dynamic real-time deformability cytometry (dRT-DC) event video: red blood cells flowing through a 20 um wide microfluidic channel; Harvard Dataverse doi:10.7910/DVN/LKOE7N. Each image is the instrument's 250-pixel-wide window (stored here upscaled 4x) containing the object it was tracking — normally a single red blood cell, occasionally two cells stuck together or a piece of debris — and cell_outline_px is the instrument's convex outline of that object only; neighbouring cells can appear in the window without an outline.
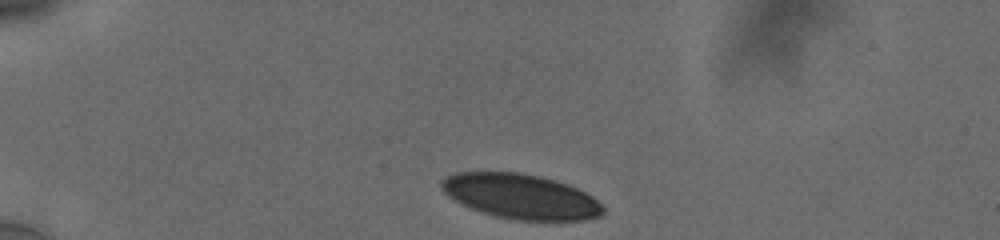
{"species": "human", "species_latin": "Homo sapiens", "temperature_condition": "cold", "stored_images_in_passage": 36, "camera_frame_rate_fps": 3000, "um_per_image_px": 0.085, "donor": {"sex": "male"}, "frame": {"image": 1, "passage_image": 1, "time_ms": 0.0, "image_size_px": [1000, 240], "cell_outline_px": [[604, 212], [600, 216], [584, 220], [516, 220], [496, 216], [472, 208], [448, 196], [440, 188], [440, 180], [456, 172], [520, 172], [540, 176], [556, 180], [568, 184], [592, 196], [604, 208]], "centroid_in_image_um": [44.27, 16.68], "position_along_channel_um": 40.7, "area_um2": 42.02}}
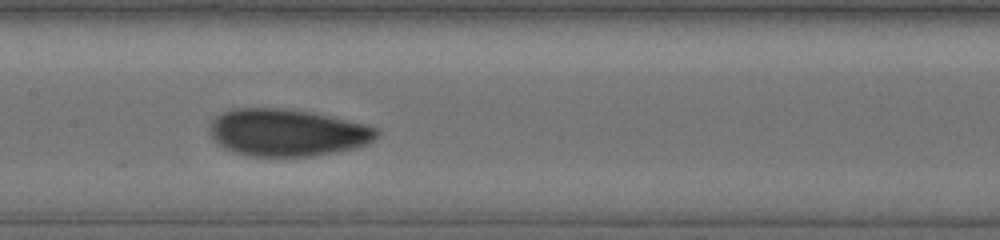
{"frame": {"image": 2, "passage_image": 17, "time_ms": 5.333, "image_size_px": [1000, 240], "cell_outline_px": [[380, 136], [368, 144], [356, 148], [336, 152], [312, 156], [248, 156], [232, 152], [216, 144], [212, 140], [208, 132], [208, 128], [212, 120], [216, 116], [224, 112], [240, 108], [284, 108], [308, 112], [328, 116], [364, 124], [376, 128], [380, 132]], "centroid_in_image_um": [24.38, 11.29], "position_along_channel_um": 183.0, "area_um2": 46.18}}
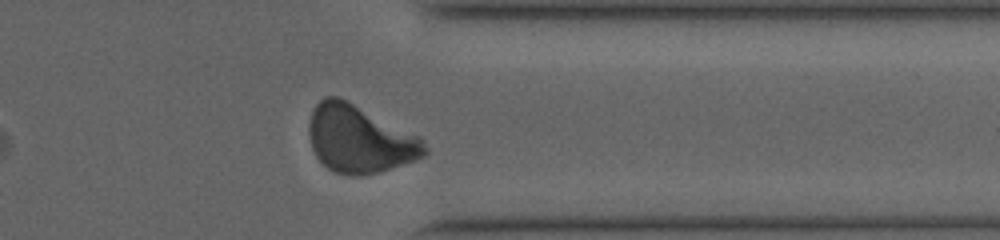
{"frame": {"image": 3, "passage_image": 33, "time_ms": 10.667, "image_size_px": [1000, 240], "cell_outline_px": [[428, 152], [424, 156], [376, 172], [356, 176], [352, 176], [336, 172], [328, 168], [316, 156], [312, 148], [308, 132], [308, 124], [312, 108], [324, 96], [336, 96], [420, 136], [424, 140], [428, 148]], "centroid_in_image_um": [30.53, 11.81], "position_along_channel_um": 380.9, "area_um2": 44.91}, "authors_computed_cell_mechanics": {"area_um2": 45.1418, "velocity_mm_per_s": 3.7488, "shape_relaxation_time_tau1_ms": 6.0679, "shape_relaxation_time_tau2_ms": 1.0196, "deformation_change_tau1": 0.1657, "deformation_change_tau2": 0.051}}